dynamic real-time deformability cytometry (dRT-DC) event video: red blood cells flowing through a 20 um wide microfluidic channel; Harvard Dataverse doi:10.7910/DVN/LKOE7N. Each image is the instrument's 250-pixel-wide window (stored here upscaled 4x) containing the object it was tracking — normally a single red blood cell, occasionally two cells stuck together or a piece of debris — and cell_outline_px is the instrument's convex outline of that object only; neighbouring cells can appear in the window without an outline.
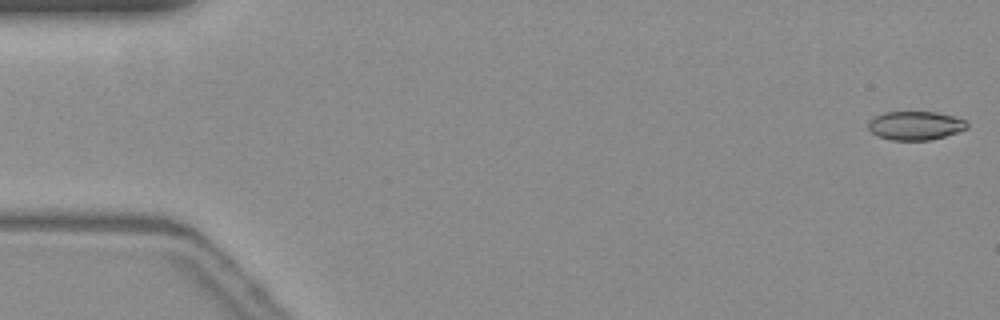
{"species": "common noctule bat (a hibernating species)", "species_latin": "Nyctalus noctula", "temperature_condition": "warm", "stored_images_in_passage": 55, "camera_frame_rate_fps": 3000, "um_per_image_px": 0.085, "animal": {"sex": "female", "body_mass_g": 19.3, "forearm_length_mm": 54.1}, "frame": {"image": 1, "passage_image": 1, "time_ms": 0.0, "image_size_px": [1000, 320], "cell_outline_px": [[968, 128], [944, 136], [928, 140], [892, 140], [880, 136], [872, 132], [868, 128], [868, 124], [876, 116], [884, 112], [936, 112], [952, 116], [964, 120], [968, 124]], "centroid_in_image_um": [77.81, 10.67], "position_along_channel_um": 7.2, "area_um2": 16.18}}
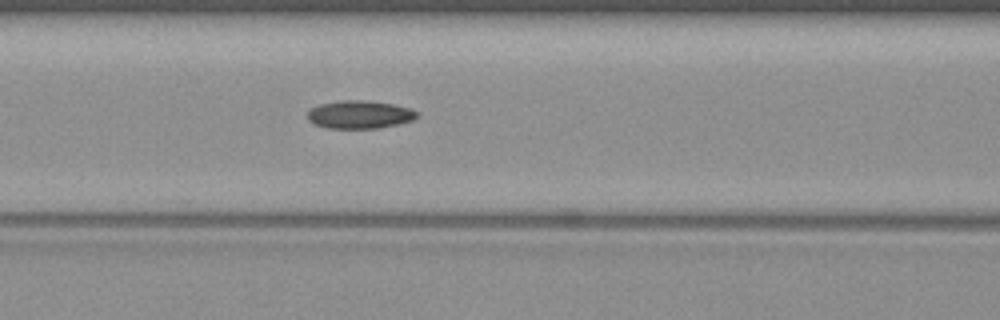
{"frame": {"image": 2, "passage_image": 23, "time_ms": 7.333, "image_size_px": [1000, 320], "cell_outline_px": [[420, 112], [412, 120], [380, 128], [324, 128], [312, 124], [308, 120], [308, 108], [320, 104], [344, 100], [368, 100], [392, 104], [408, 108]], "centroid_in_image_um": [30.51, 9.74], "position_along_channel_um": 136.1, "area_um2": 17.92}}
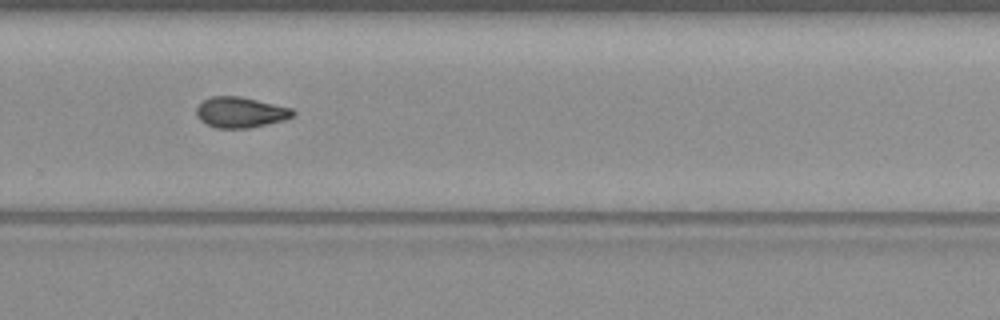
{"frame": {"image": 3, "passage_image": 37, "time_ms": 12.0, "image_size_px": [1000, 320], "cell_outline_px": [[296, 112], [292, 116], [284, 120], [248, 128], [216, 128], [200, 120], [196, 116], [196, 108], [204, 100], [212, 96], [240, 96], [292, 108]], "centroid_in_image_um": [20.43, 9.54], "position_along_channel_um": 309.4, "area_um2": 17.11}, "authors_computed_cell_mechanics": {"area_um2": 17.1088, "velocity_mm_per_s": 3.7289, "shape_relaxation_time_tau1_ms": 10.9614, "shape_relaxation_time_tau2_ms": 5.9066, "deformation_change_tau1": 0.2328, "deformation_change_tau2": 0.1322}}